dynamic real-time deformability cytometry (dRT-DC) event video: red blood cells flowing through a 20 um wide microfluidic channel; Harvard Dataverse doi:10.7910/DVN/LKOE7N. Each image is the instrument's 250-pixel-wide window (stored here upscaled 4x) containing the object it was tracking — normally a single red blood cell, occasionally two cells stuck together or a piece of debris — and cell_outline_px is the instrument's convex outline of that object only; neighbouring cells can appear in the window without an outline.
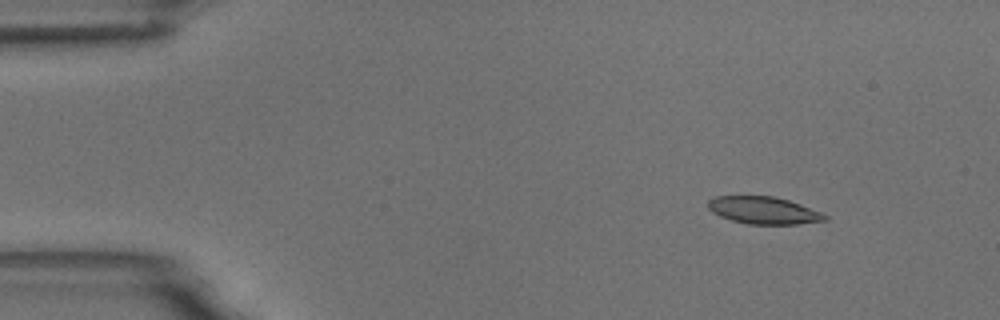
{"species": "common noctule bat (a hibernating species)", "species_latin": "Nyctalus noctula", "temperature_condition": "room temperature", "stored_images_in_passage": 5, "camera_frame_rate_fps": 3000, "um_per_image_px": 0.085, "animal": {"sex": "male", "body_mass_g": 18.8}, "frame": {"image": 1, "passage_image": 3, "time_ms": 2.0, "image_size_px": [1000, 320], "cell_outline_px": [[828, 220], [796, 224], [748, 224], [732, 220], [720, 216], [712, 212], [708, 208], [708, 200], [716, 196], [776, 196], [800, 204], [820, 212], [828, 216]], "centroid_in_image_um": [64.9, 17.88], "position_along_channel_um": 20.1, "area_um2": 18.5}}
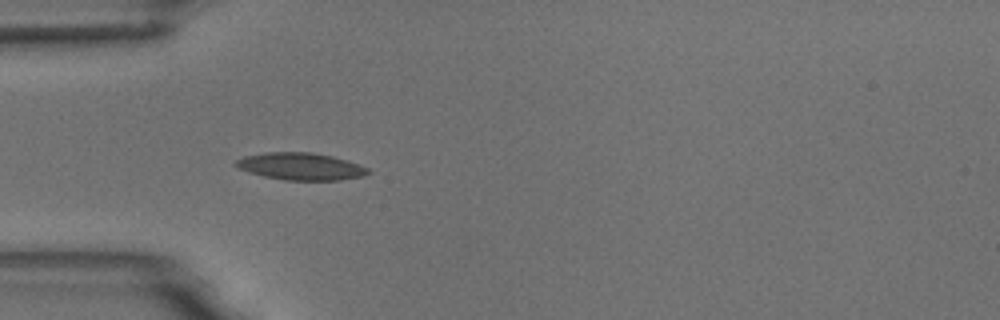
{"frame": {"image": 2, "passage_image": 5, "time_ms": 5.333, "image_size_px": [1000, 320], "cell_outline_px": [[372, 172], [364, 176], [340, 180], [284, 180], [264, 176], [248, 172], [236, 168], [232, 164], [236, 160], [244, 156], [264, 152], [312, 152], [332, 156], [368, 168]], "centroid_in_image_um": [25.51, 14.14], "position_along_channel_um": 59.5, "area_um2": 21.04}}